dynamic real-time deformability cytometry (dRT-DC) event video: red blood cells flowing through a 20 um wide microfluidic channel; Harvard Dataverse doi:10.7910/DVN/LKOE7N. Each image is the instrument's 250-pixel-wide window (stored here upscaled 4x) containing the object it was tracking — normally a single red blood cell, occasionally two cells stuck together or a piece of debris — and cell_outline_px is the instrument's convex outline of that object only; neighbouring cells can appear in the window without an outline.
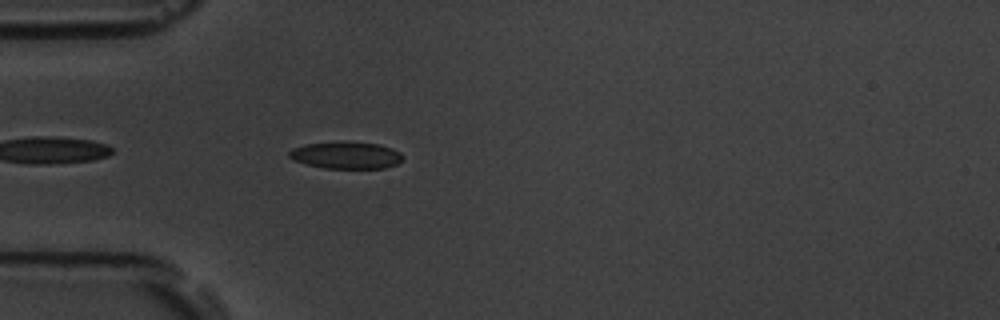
{"species": "common noctule bat (a hibernating species)", "species_latin": "Nyctalus noctula", "temperature_condition": "room temperature", "stored_images_in_passage": 41, "camera_frame_rate_fps": 3000, "um_per_image_px": 0.085, "animal": {"sex": "male", "body_mass_g": 19.5, "forearm_length_mm": 54.6}, "frame": {"image": 1, "passage_image": 3, "time_ms": 0.667, "image_size_px": [1000, 320], "cell_outline_px": [[404, 160], [396, 164], [384, 168], [324, 168], [308, 164], [296, 160], [288, 156], [288, 152], [292, 148], [308, 144], [380, 144], [392, 148], [400, 152], [404, 156]], "centroid_in_image_um": [29.49, 13.23], "position_along_channel_um": 55.5, "area_um2": 17.05}}
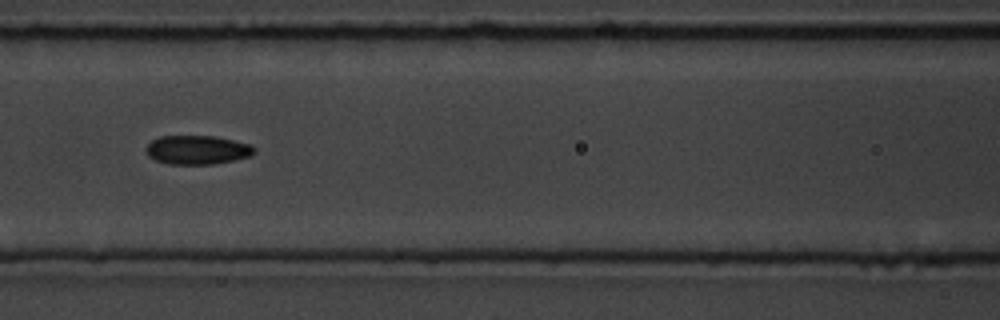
{"frame": {"image": 2, "passage_image": 11, "time_ms": 3.333, "image_size_px": [1000, 320], "cell_outline_px": [[256, 152], [248, 156], [232, 160], [212, 164], [168, 164], [156, 160], [148, 156], [144, 148], [152, 140], [160, 136], [216, 136], [248, 144], [256, 148]], "centroid_in_image_um": [16.73, 12.73], "position_along_channel_um": 149.9, "area_um2": 18.15}}
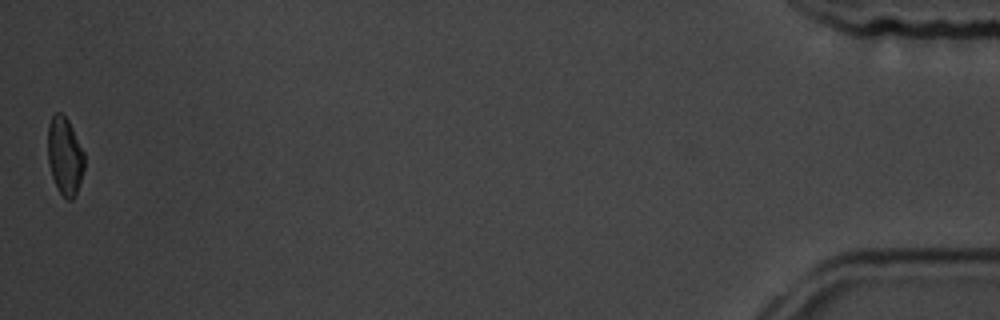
{"frame": {"image": 3, "passage_image": 41, "time_ms": 13.333, "image_size_px": [1000, 320], "cell_outline_px": [[84, 168], [76, 192], [72, 200], [68, 200], [60, 192], [52, 176], [48, 164], [48, 124], [52, 116], [56, 112], [60, 112], [68, 120], [84, 152]], "centroid_in_image_um": [5.5, 13.23], "position_along_channel_um": 429.7, "area_um2": 16.3}, "authors_computed_cell_mechanics": {"area_um2": 17.918, "velocity_mm_per_s": 3.7643, "shape_relaxation_time_tau1_ms": 5.1546, "shape_relaxation_time_tau2_ms": 2.6966, "deformation_change_tau1": 0.0936, "deformation_change_tau2": 0.0851}}